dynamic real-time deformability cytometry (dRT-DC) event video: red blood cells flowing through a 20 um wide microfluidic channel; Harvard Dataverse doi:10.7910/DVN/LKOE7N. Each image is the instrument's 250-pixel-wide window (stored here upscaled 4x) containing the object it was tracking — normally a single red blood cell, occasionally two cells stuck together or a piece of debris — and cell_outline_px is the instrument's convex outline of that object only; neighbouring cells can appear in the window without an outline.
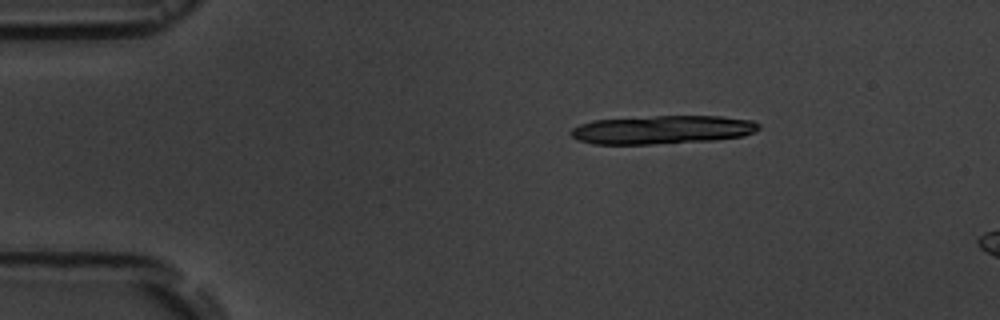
{"species": "common noctule bat (a hibernating species)", "species_latin": "Nyctalus noctula", "temperature_condition": "room temperature", "stored_images_in_passage": 3, "camera_frame_rate_fps": 3000, "um_per_image_px": 0.085, "animal": {"sex": "male", "body_mass_g": 19.5, "forearm_length_mm": 54.6}, "frame": {"image": 1, "passage_image": 1, "time_ms": 0.0, "image_size_px": [1000, 320], "cell_outline_px": [[760, 128], [756, 132], [744, 136], [712, 140], [652, 144], [592, 144], [580, 140], [572, 136], [568, 132], [572, 128], [580, 124], [592, 120], [656, 116], [720, 116], [752, 120], [760, 124]], "centroid_in_image_um": [56.31, 11.02], "position_along_channel_um": 28.7, "area_um2": 31.27}}